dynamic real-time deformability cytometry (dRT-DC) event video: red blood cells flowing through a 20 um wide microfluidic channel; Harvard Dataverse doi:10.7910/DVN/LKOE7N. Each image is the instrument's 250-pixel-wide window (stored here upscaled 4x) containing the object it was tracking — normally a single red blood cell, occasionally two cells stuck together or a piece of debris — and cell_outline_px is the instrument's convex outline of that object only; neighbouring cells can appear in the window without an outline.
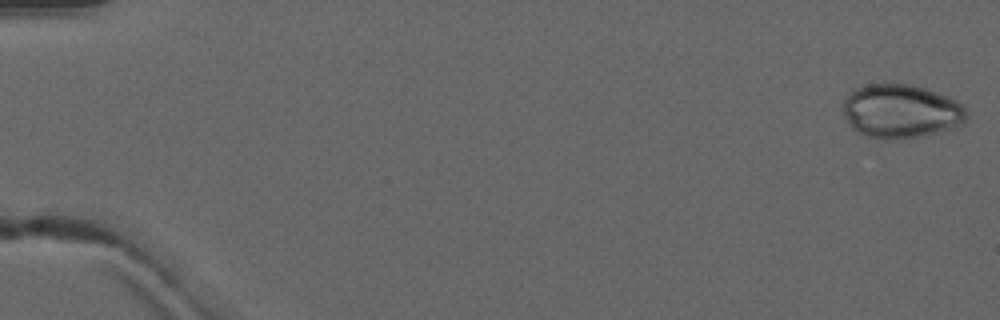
{"species": "common noctule bat (a hibernating species)", "species_latin": "Nyctalus noctula", "temperature_condition": "warm", "stored_images_in_passage": 6, "camera_frame_rate_fps": 3000, "um_per_image_px": 0.085, "animal": {"sex": "male", "forearm_length_mm": 52.5}, "frame": {"image": 1, "passage_image": 1, "time_ms": 0.0, "image_size_px": [1000, 320], "cell_outline_px": [[968, 116], [964, 124], [952, 128], [920, 136], [900, 140], [884, 140], [868, 136], [852, 128], [848, 124], [844, 116], [844, 100], [848, 92], [856, 88], [868, 84], [908, 84], [928, 88], [948, 96], [964, 104], [968, 112]], "centroid_in_image_um": [76.61, 9.45], "position_along_channel_um": 8.4, "area_um2": 39.25}}